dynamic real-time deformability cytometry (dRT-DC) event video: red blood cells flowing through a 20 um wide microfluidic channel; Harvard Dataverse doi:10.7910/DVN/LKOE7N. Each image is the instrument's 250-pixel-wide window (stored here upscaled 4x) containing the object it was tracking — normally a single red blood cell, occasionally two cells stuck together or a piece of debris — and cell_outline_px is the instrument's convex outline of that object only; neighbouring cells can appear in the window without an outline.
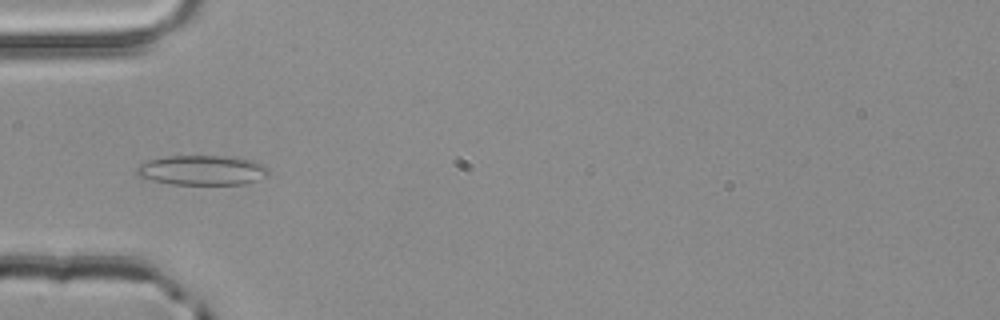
{"species": "common noctule bat (a hibernating species)", "species_latin": "Nyctalus noctula", "temperature_condition": "room temperature", "stored_images_in_passage": 3, "segment_of_instrument_passage": [2, 2], "camera_frame_rate_fps": 3000, "um_per_image_px": 0.085, "animal": {"sex": "male", "body_mass_g": 20.4}, "frame": {"image": 1, "passage_image": 3, "time_ms": 0.667, "image_size_px": [1000, 320], "cell_outline_px": [[268, 176], [244, 184], [172, 184], [140, 180], [136, 176], [136, 168], [140, 164], [148, 160], [164, 156], [228, 156], [252, 160], [264, 164], [268, 168]], "centroid_in_image_um": [17.1, 14.47], "position_along_channel_um": 67.9, "area_um2": 23.35}}